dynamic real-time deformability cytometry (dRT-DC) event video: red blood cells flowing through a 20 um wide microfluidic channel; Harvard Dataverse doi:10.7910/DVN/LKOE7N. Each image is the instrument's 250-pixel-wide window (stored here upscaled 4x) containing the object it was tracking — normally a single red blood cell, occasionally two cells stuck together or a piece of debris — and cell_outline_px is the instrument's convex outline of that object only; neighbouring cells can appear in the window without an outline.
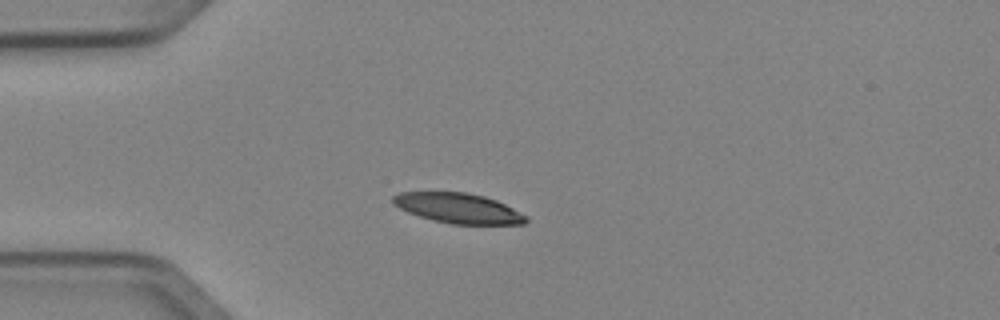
{"species": "Egyptian fruit bat (a non-hibernating species)", "species_latin": "Rousettus aegyptiacus", "temperature_condition": "cold", "stored_images_in_passage": 2, "camera_frame_rate_fps": 3000, "um_per_image_px": 0.085, "animal": {"sex": "female"}, "frame": {"image": 1, "passage_image": 2, "time_ms": 0.333, "image_size_px": [1000, 320], "cell_outline_px": [[528, 220], [524, 224], [452, 224], [432, 220], [408, 212], [392, 204], [392, 196], [400, 192], [468, 192], [484, 196], [496, 200], [528, 216]], "centroid_in_image_um": [38.95, 17.69], "position_along_channel_um": 46.1, "area_um2": 23.29}}